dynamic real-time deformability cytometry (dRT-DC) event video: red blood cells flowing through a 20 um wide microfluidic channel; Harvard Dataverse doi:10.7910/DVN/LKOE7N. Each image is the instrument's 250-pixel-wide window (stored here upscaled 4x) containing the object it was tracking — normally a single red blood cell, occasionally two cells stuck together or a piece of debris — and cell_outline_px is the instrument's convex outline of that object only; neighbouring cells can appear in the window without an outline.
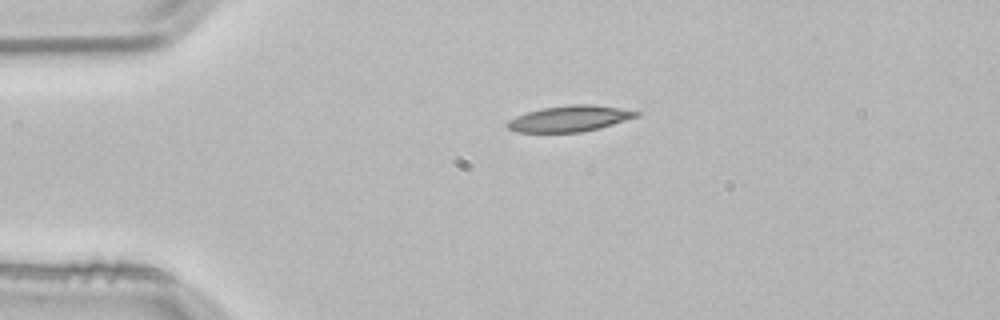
{"species": "common noctule bat (a hibernating species)", "species_latin": "Nyctalus noctula", "temperature_condition": "room temperature", "stored_images_in_passage": 3, "camera_frame_rate_fps": 3000, "um_per_image_px": 0.085, "animal": {"sex": "male", "body_mass_g": 21.5, "forearm_length_mm": 52.0}, "frame": {"image": 1, "passage_image": 1, "time_ms": 0.0, "image_size_px": [1000, 320], "cell_outline_px": [[640, 116], [600, 128], [580, 132], [516, 132], [508, 128], [508, 120], [516, 116], [528, 112], [544, 108], [572, 104], [592, 104], [640, 112]], "centroid_in_image_um": [48.43, 10.08], "position_along_channel_um": 36.6, "area_um2": 19.25}}